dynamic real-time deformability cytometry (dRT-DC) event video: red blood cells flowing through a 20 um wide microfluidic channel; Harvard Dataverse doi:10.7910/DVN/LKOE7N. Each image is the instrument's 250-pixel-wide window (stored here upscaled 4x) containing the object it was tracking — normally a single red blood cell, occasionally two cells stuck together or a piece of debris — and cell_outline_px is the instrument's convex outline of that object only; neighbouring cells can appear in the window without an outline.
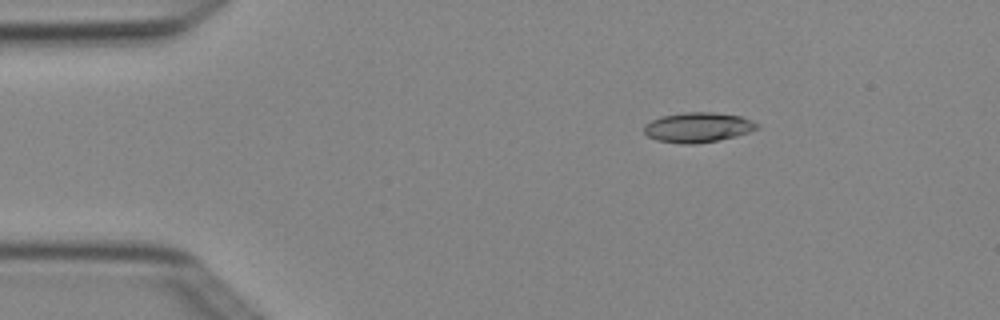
{"species": "Egyptian fruit bat (a non-hibernating species)", "species_latin": "Rousettus aegyptiacus", "temperature_condition": "cold", "stored_images_in_passage": 6, "camera_frame_rate_fps": 3000, "um_per_image_px": 0.085, "animal": {"sex": "female"}, "frame": {"image": 1, "passage_image": 2, "time_ms": 0.333, "image_size_px": [1000, 320], "cell_outline_px": [[760, 128], [736, 136], [716, 140], [692, 144], [684, 144], [656, 140], [648, 136], [644, 132], [644, 124], [660, 116], [684, 112], [712, 112], [740, 116], [752, 120], [760, 124]], "centroid_in_image_um": [59.32, 10.81], "position_along_channel_um": 25.7, "area_um2": 19.71}}
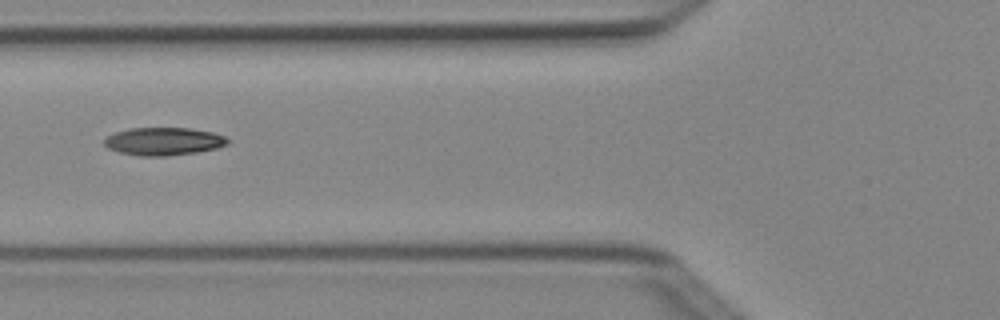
{"frame": {"image": 2, "passage_image": 5, "time_ms": 1.333, "image_size_px": [1000, 320], "cell_outline_px": [[232, 140], [228, 144], [216, 148], [196, 152], [168, 156], [140, 156], [120, 152], [108, 148], [104, 144], [104, 136], [128, 128], [188, 128], [212, 132], [224, 136]], "centroid_in_image_um": [13.9, 12.01], "position_along_channel_um": 111.9, "area_um2": 20.11}}
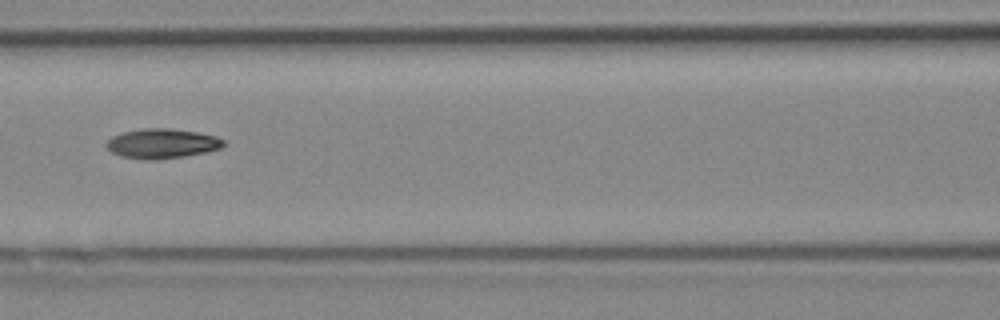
{"frame": {"image": 3, "passage_image": 6, "time_ms": 1.667, "image_size_px": [1000, 320], "cell_outline_px": [[228, 144], [220, 148], [204, 152], [184, 156], [156, 160], [144, 160], [120, 156], [112, 152], [104, 144], [112, 136], [124, 132], [144, 128], [168, 128], [196, 132], [216, 136], [224, 140]], "centroid_in_image_um": [13.77, 12.2], "position_along_channel_um": 152.8, "area_um2": 20.29}}